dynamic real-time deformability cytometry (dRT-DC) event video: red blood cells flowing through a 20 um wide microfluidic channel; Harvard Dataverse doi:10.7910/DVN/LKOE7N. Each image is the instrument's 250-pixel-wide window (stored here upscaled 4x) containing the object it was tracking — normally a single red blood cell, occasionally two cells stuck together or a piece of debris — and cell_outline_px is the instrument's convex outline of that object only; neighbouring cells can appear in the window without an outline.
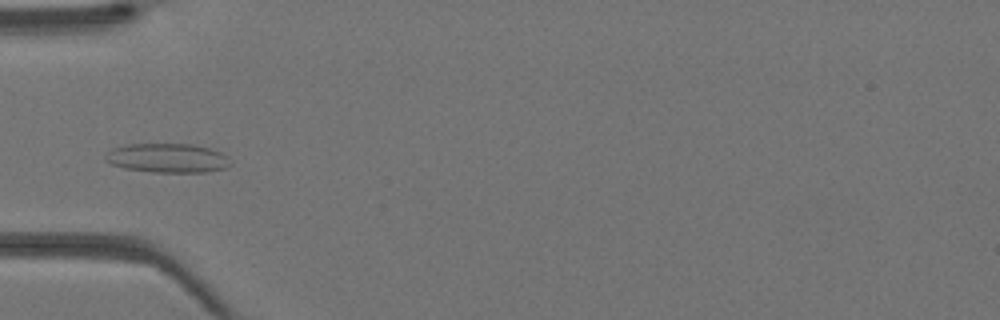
{"species": "Egyptian fruit bat (a non-hibernating species)", "species_latin": "Rousettus aegyptiacus", "temperature_condition": "warm", "stored_images_in_passage": 34, "camera_frame_rate_fps": 3000, "um_per_image_px": 0.085, "animal": {"sex": "female"}, "frame": {"image": 1, "passage_image": 6, "time_ms": 1.667, "image_size_px": [1000, 320], "cell_outline_px": [[232, 164], [228, 168], [204, 172], [152, 172], [124, 168], [112, 164], [104, 160], [104, 156], [112, 148], [128, 144], [192, 144], [208, 148], [220, 152], [228, 156]], "centroid_in_image_um": [14.25, 13.44], "position_along_channel_um": 70.7, "area_um2": 21.39}}
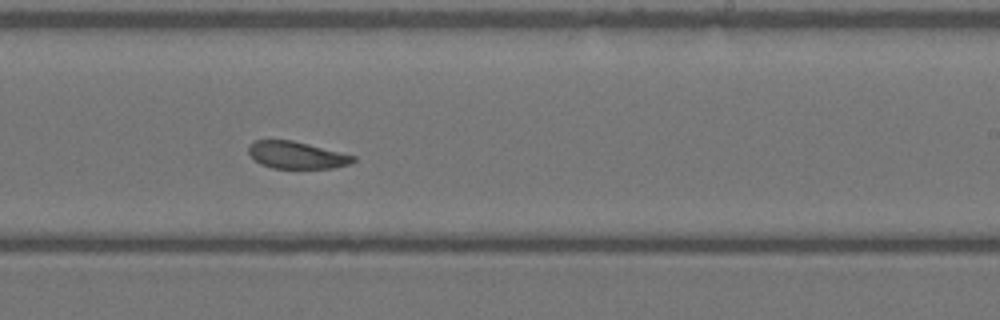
{"frame": {"image": 2, "passage_image": 18, "time_ms": 5.667, "image_size_px": [1000, 320], "cell_outline_px": [[356, 160], [352, 164], [332, 168], [272, 168], [260, 164], [248, 152], [248, 144], [256, 140], [292, 140], [356, 156]], "centroid_in_image_um": [25.22, 13.19], "position_along_channel_um": 263.8, "area_um2": 16.53}}
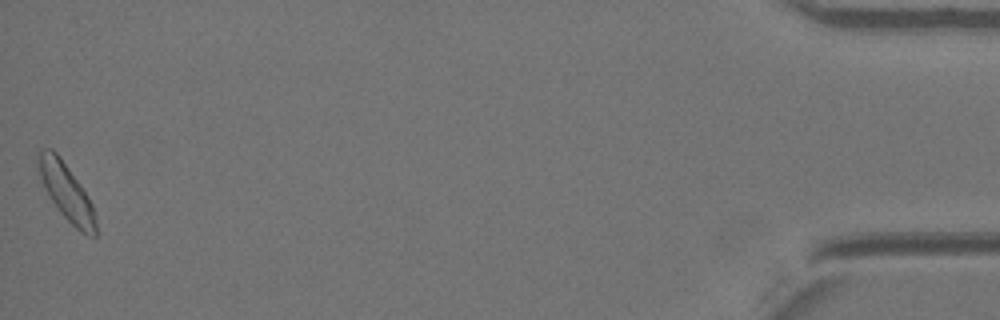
{"frame": {"image": 3, "passage_image": 34, "time_ms": 11.0, "image_size_px": [1000, 320], "cell_outline_px": [[96, 236], [88, 236], [80, 232], [60, 212], [44, 188], [36, 164], [36, 152], [40, 148], [52, 148], [60, 156], [80, 184], [88, 196], [92, 204], [96, 220]], "centroid_in_image_um": [5.61, 16.26], "position_along_channel_um": 429.6, "area_um2": 19.13}}